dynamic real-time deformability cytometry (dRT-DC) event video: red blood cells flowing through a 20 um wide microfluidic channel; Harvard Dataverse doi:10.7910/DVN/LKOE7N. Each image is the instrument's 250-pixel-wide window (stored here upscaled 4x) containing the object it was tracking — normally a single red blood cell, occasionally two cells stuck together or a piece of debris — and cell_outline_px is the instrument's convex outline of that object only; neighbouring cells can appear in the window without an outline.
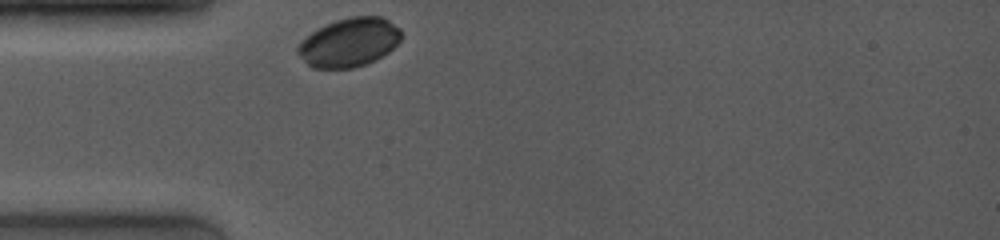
{"species": "common noctule bat (a hibernating species)", "species_latin": "Nyctalus noctula", "temperature_condition": "room temperature", "stored_images_in_passage": 14, "camera_frame_rate_fps": 4000, "um_per_image_px": 0.085, "animal": {"sex": "female", "body_mass_g": 19.0, "forearm_length_mm": 53.3}, "frame": {"image": 1, "passage_image": 1, "time_ms": 0.0, "image_size_px": [1000, 240], "cell_outline_px": [[400, 40], [388, 52], [364, 64], [352, 68], [312, 68], [296, 52], [296, 48], [312, 32], [336, 20], [352, 16], [384, 16], [400, 28]], "centroid_in_image_um": [29.69, 3.59], "position_along_channel_um": 55.3, "area_um2": 28.9}}
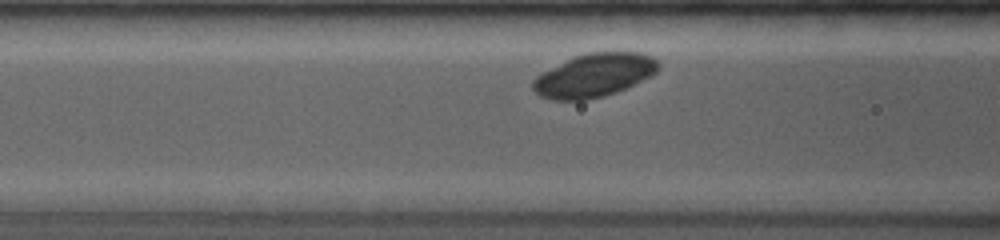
{"frame": {"image": 2, "passage_image": 8, "time_ms": 1.75, "image_size_px": [1000, 240], "cell_outline_px": [[660, 68], [652, 76], [616, 92], [604, 96], [584, 100], [552, 100], [540, 96], [532, 88], [532, 80], [540, 72], [572, 56], [584, 52], [640, 52], [652, 56], [660, 64]], "centroid_in_image_um": [50.48, 6.38], "position_along_channel_um": 116.1, "area_um2": 32.19}}